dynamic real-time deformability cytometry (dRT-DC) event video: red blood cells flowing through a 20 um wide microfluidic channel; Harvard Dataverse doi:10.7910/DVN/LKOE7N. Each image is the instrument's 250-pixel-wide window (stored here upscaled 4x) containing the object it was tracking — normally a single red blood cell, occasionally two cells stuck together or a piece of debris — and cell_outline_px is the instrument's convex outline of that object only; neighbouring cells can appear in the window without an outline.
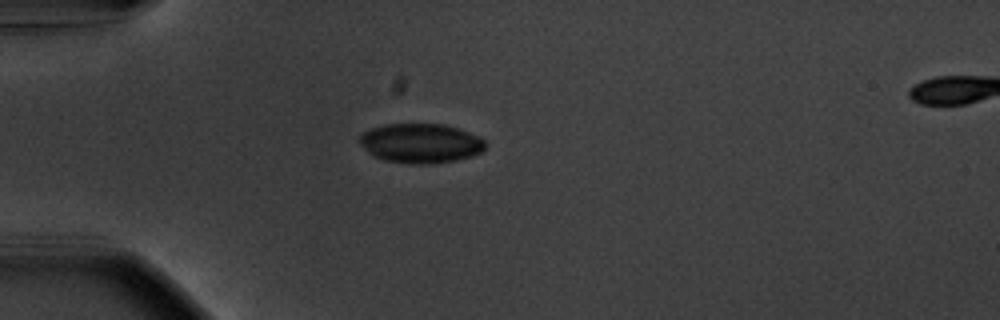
{"species": "common noctule bat (a hibernating species)", "species_latin": "Nyctalus noctula", "temperature_condition": "warm", "stored_images_in_passage": 40, "camera_frame_rate_fps": 3000, "um_per_image_px": 0.085, "animal": {"sex": "male", "body_mass_g": 20.1, "forearm_length_mm": 53.5}, "frame": {"image": 1, "passage_image": 1, "time_ms": 0.0, "image_size_px": [1000, 320], "cell_outline_px": [[488, 144], [480, 152], [472, 156], [456, 160], [428, 164], [412, 164], [384, 160], [368, 152], [360, 144], [360, 136], [364, 132], [372, 128], [388, 124], [444, 124], [480, 136]], "centroid_in_image_um": [35.79, 12.18], "position_along_channel_um": 49.2, "area_um2": 28.78}}
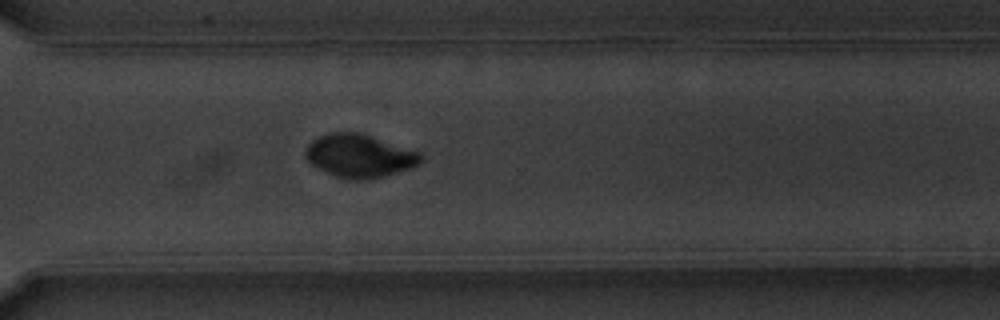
{"frame": {"image": 2, "passage_image": 26, "time_ms": 8.333, "image_size_px": [1000, 320], "cell_outline_px": [[420, 164], [412, 168], [384, 176], [368, 180], [352, 180], [336, 176], [312, 164], [304, 156], [304, 152], [308, 144], [312, 140], [328, 132], [360, 132], [420, 152]], "centroid_in_image_um": [30.55, 13.24], "position_along_channel_um": 340.1, "area_um2": 28.9}}
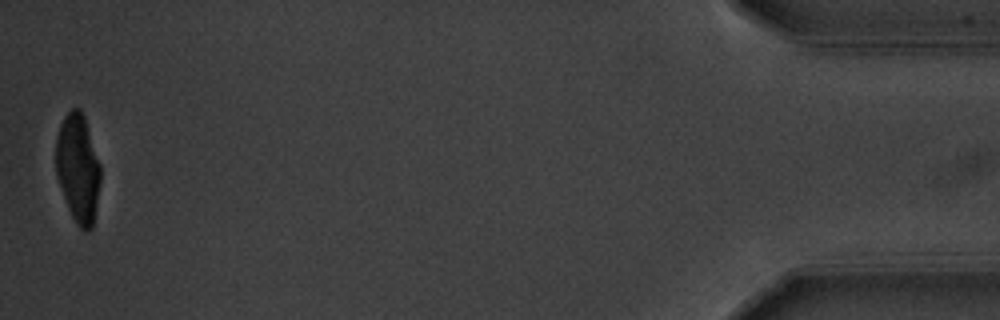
{"frame": {"image": 3, "passage_image": 40, "time_ms": 13.0, "image_size_px": [1000, 320], "cell_outline_px": [[100, 180], [92, 228], [88, 232], [84, 232], [76, 224], [68, 208], [56, 176], [56, 136], [60, 124], [64, 116], [72, 108], [80, 108], [84, 116], [100, 164]], "centroid_in_image_um": [6.61, 14.3], "position_along_channel_um": 428.6, "area_um2": 28.09}, "authors_computed_cell_mechanics": {"area_um2": 29.9404, "velocity_mm_per_s": 3.6987, "shape_relaxation_time_tau1_ms": 2.1103, "shape_relaxation_time_tau2_ms": null, "deformation_change_tau1": 0.0904, "deformation_change_tau2": null}}